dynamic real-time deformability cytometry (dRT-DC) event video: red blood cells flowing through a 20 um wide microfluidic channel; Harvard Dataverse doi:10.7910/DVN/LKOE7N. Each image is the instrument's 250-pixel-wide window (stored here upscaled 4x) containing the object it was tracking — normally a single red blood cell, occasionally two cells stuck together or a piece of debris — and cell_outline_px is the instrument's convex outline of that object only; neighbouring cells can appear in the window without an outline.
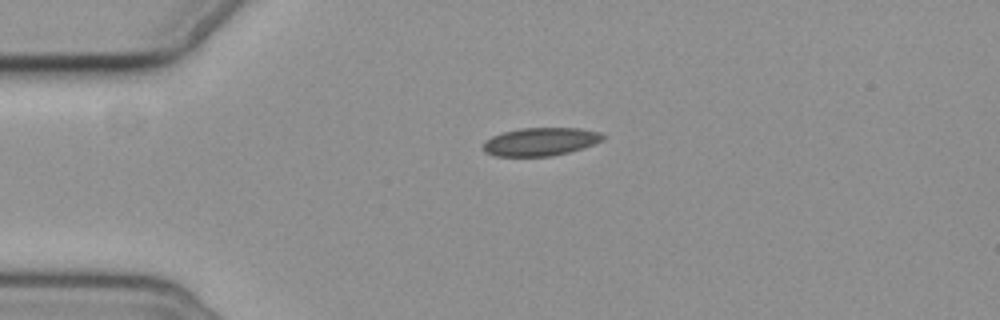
{"species": "common noctule bat (a hibernating species)", "species_latin": "Nyctalus noctula", "temperature_condition": "cold", "stored_images_in_passage": 6, "camera_frame_rate_fps": 3000, "um_per_image_px": 0.085, "animal": {"sex": "female", "body_mass_g": 19.3, "forearm_length_mm": 54.1}, "frame": {"image": 1, "passage_image": 6, "time_ms": 6.0, "image_size_px": [1000, 320], "cell_outline_px": [[608, 136], [604, 140], [568, 152], [552, 156], [492, 156], [484, 152], [484, 140], [492, 136], [504, 132], [520, 128], [580, 128], [600, 132]], "centroid_in_image_um": [45.94, 12.04], "position_along_channel_um": 39.1, "area_um2": 19.65}}